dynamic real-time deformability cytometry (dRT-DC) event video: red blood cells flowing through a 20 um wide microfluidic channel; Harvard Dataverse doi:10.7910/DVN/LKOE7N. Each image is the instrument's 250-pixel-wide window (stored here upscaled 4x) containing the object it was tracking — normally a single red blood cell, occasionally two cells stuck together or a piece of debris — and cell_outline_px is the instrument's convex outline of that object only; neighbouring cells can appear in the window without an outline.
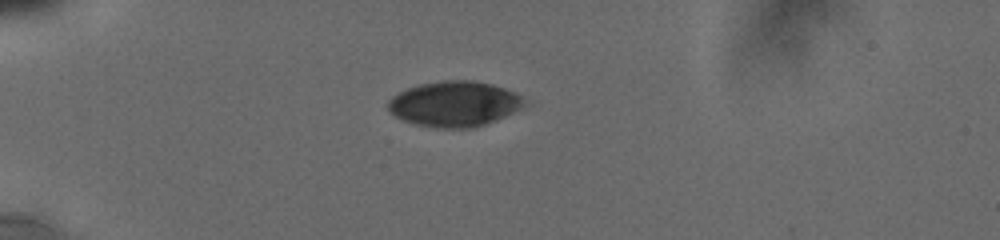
{"species": "human", "species_latin": "Homo sapiens", "temperature_condition": "cold", "stored_images_in_passage": 61, "camera_frame_rate_fps": 3000, "um_per_image_px": 0.085, "donor": {"sex": "male"}, "frame": {"image": 1, "passage_image": 1, "time_ms": 0.0, "image_size_px": [1000, 240], "cell_outline_px": [[524, 104], [520, 108], [512, 112], [484, 124], [472, 128], [436, 128], [416, 124], [404, 120], [396, 116], [388, 108], [388, 100], [392, 96], [408, 88], [420, 84], [444, 80], [472, 80], [492, 84], [504, 88], [520, 96]], "centroid_in_image_um": [38.58, 8.82], "position_along_channel_um": 46.4, "area_um2": 35.43}}
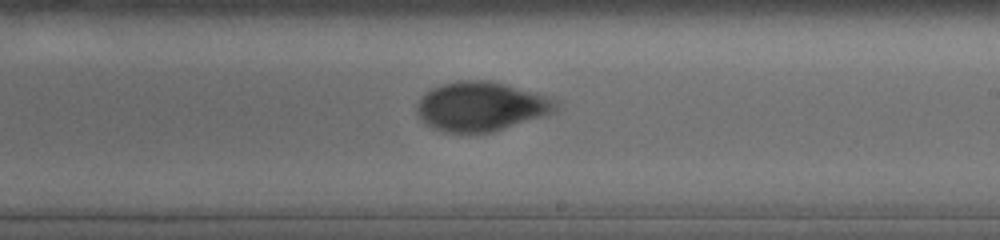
{"frame": {"image": 2, "passage_image": 30, "time_ms": 6.333, "image_size_px": [1000, 240], "cell_outline_px": [[560, 104], [552, 112], [492, 132], [444, 132], [428, 124], [416, 112], [416, 104], [424, 92], [440, 84], [456, 80], [488, 80], [536, 92], [548, 96], [556, 100]], "centroid_in_image_um": [40.86, 9.02], "position_along_channel_um": 248.1, "area_um2": 39.54}}
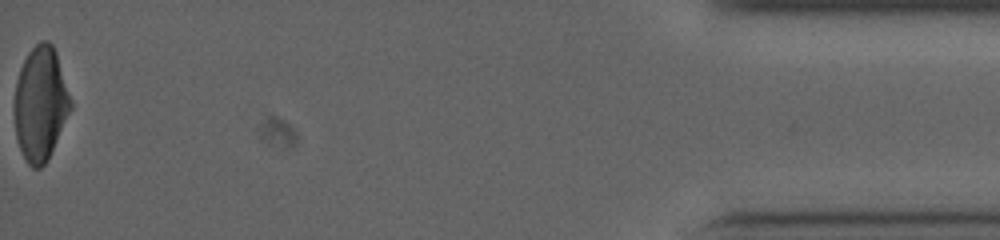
{"frame": {"image": 3, "passage_image": 60, "time_ms": 13.333, "image_size_px": [1000, 240], "cell_outline_px": [[72, 108], [48, 160], [40, 168], [32, 168], [28, 164], [20, 148], [16, 136], [16, 80], [20, 68], [28, 52], [40, 40], [48, 40], [52, 44], [56, 52], [72, 104]], "centroid_in_image_um": [3.46, 8.81], "position_along_channel_um": 431.7, "area_um2": 36.82}, "authors_computed_cell_mechanics": {"area_um2": 38.8994, "velocity_mm_per_s": 3.8027, "shape_relaxation_time_tau1_ms": 4.3084, "shape_relaxation_time_tau2_ms": 1.6903, "deformation_change_tau1": 0.1585, "deformation_change_tau2": 0.0511}}